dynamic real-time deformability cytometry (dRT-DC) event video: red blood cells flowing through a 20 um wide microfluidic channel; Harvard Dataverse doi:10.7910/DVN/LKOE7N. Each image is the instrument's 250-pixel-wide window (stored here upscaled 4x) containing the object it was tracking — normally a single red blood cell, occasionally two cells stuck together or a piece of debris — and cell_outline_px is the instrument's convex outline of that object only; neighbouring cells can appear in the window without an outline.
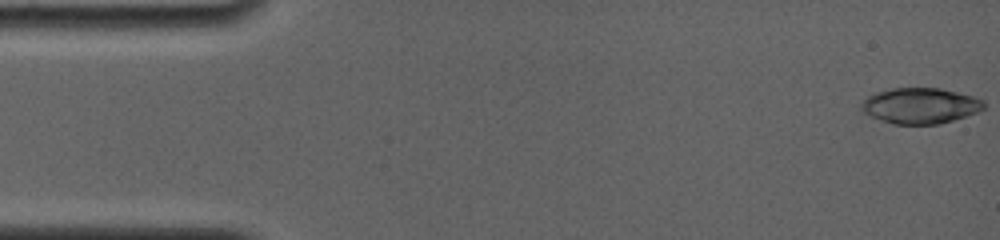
{"species": "common noctule bat (a hibernating species)", "species_latin": "Nyctalus noctula", "temperature_condition": "room temperature", "stored_images_in_passage": 9, "camera_frame_rate_fps": 4000, "um_per_image_px": 0.085, "animal": {"sex": "female", "body_mass_g": 19.0, "forearm_length_mm": 56.7}, "frame": {"image": 1, "passage_image": 1, "time_ms": 0.0, "image_size_px": [1000, 240], "cell_outline_px": [[984, 108], [976, 112], [940, 124], [892, 124], [880, 120], [864, 112], [860, 104], [868, 96], [876, 92], [892, 88], [940, 88], [972, 96], [984, 100]], "centroid_in_image_um": [78.21, 8.98], "position_along_channel_um": 6.8, "area_um2": 25.26}}
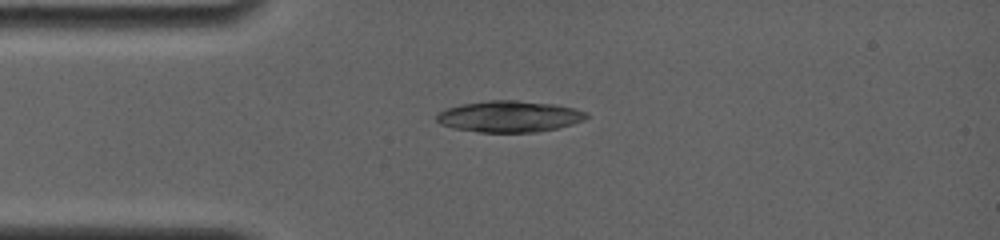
{"frame": {"image": 2, "passage_image": 8, "time_ms": 3.75, "image_size_px": [1000, 240], "cell_outline_px": [[588, 116], [584, 120], [572, 124], [556, 128], [536, 132], [480, 132], [452, 128], [440, 124], [436, 120], [436, 116], [440, 112], [448, 108], [460, 104], [488, 100], [516, 100], [556, 104], [576, 108], [584, 112]], "centroid_in_image_um": [43.28, 9.89], "position_along_channel_um": 41.7, "area_um2": 27.34}}